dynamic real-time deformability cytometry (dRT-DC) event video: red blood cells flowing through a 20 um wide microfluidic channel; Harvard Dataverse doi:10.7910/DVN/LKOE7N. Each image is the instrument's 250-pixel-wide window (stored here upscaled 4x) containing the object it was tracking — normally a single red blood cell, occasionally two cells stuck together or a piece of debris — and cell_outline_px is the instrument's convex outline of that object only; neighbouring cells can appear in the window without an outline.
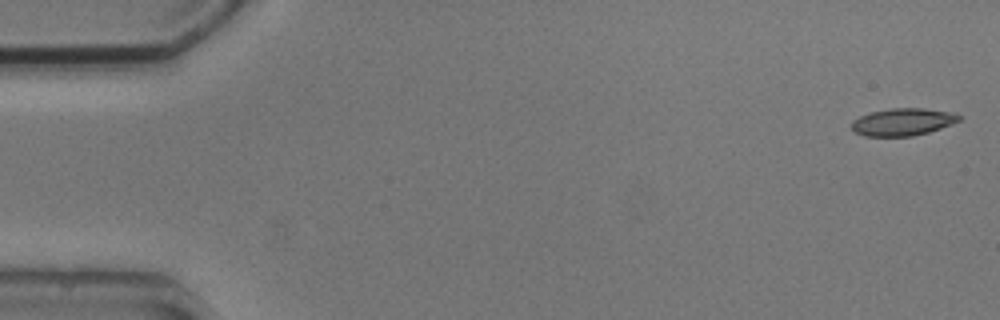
{"species": "common noctule bat (a hibernating species)", "species_latin": "Nyctalus noctula", "temperature_condition": "cold", "stored_images_in_passage": 4, "camera_frame_rate_fps": 3000, "um_per_image_px": 0.085, "animal": {"sex": "male", "body_mass_g": 20.5, "forearm_length_mm": 52.5}, "frame": {"image": 1, "passage_image": 1, "time_ms": 0.0, "image_size_px": [1000, 320], "cell_outline_px": [[960, 120], [952, 124], [928, 132], [912, 136], [864, 136], [856, 132], [852, 128], [852, 120], [860, 116], [872, 112], [892, 108], [924, 108], [948, 112], [960, 116]], "centroid_in_image_um": [76.71, 10.37], "position_along_channel_um": 8.3, "area_um2": 16.88}}
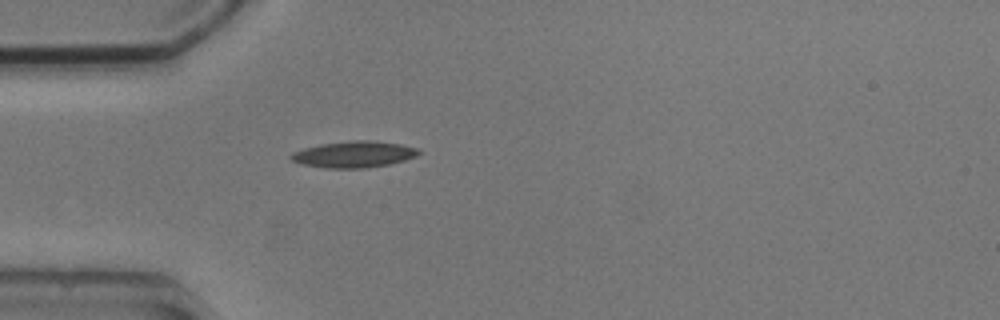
{"frame": {"image": 2, "passage_image": 4, "time_ms": 4.667, "image_size_px": [1000, 320], "cell_outline_px": [[420, 152], [416, 156], [404, 160], [388, 164], [364, 168], [324, 168], [300, 164], [292, 160], [288, 156], [292, 152], [304, 148], [320, 144], [348, 140], [376, 140], [400, 144], [420, 148]], "centroid_in_image_um": [30.06, 13.11], "position_along_channel_um": 54.9, "area_um2": 19.83}}